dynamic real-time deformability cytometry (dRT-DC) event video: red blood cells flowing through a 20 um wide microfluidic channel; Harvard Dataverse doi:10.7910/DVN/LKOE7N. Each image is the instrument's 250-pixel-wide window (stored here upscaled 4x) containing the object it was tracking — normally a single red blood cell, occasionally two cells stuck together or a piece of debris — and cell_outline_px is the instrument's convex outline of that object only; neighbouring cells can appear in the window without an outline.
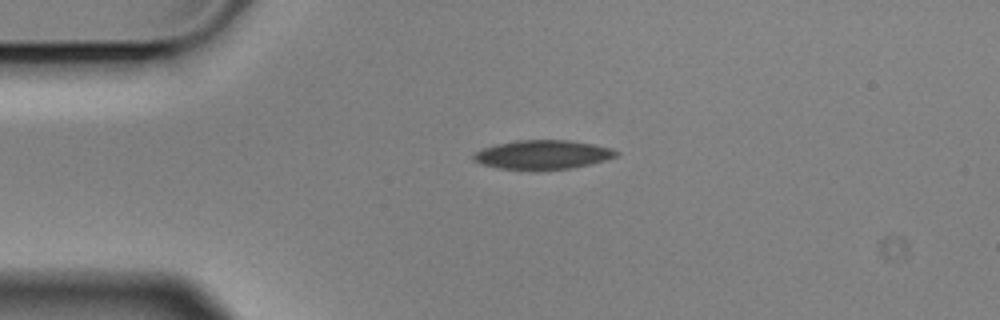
{"species": "Egyptian fruit bat (a non-hibernating species)", "species_latin": "Rousettus aegyptiacus", "temperature_condition": "cold", "stored_images_in_passage": 2, "camera_frame_rate_fps": 3000, "um_per_image_px": 0.085, "animal": {"sex": "male"}, "frame": {"image": 1, "passage_image": 1, "time_ms": 0.0, "image_size_px": [1000, 320], "cell_outline_px": [[620, 152], [616, 156], [604, 160], [572, 168], [536, 172], [496, 168], [480, 164], [472, 160], [472, 156], [476, 152], [484, 148], [496, 144], [516, 140], [568, 140], [592, 144], [612, 148]], "centroid_in_image_um": [46.08, 13.18], "position_along_channel_um": 38.9, "area_um2": 24.68}}